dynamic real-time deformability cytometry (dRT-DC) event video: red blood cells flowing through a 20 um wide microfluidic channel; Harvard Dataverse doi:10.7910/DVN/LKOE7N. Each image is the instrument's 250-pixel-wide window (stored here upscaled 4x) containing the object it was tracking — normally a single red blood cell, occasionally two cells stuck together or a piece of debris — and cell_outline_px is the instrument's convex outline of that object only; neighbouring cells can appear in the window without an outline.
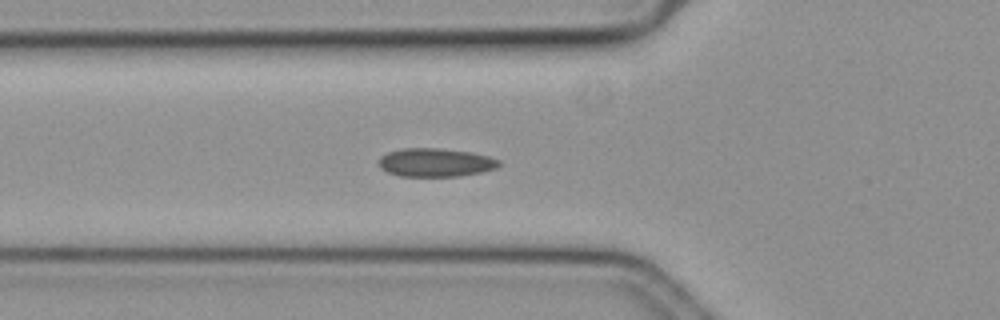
{"species": "common noctule bat (a hibernating species)", "species_latin": "Nyctalus noctula", "temperature_condition": "cold", "stored_images_in_passage": 41, "camera_frame_rate_fps": 3000, "um_per_image_px": 0.085, "animal": {"sex": "female", "body_mass_g": 19.3, "forearm_length_mm": 54.1}, "frame": {"image": 1, "passage_image": 2, "time_ms": 0.333, "image_size_px": [1000, 320], "cell_outline_px": [[500, 164], [496, 168], [484, 172], [460, 176], [400, 176], [388, 172], [380, 168], [376, 164], [376, 160], [380, 156], [388, 152], [400, 148], [440, 148], [472, 152], [488, 156], [500, 160]], "centroid_in_image_um": [36.98, 13.81], "position_along_channel_um": 88.8, "area_um2": 20.29}}
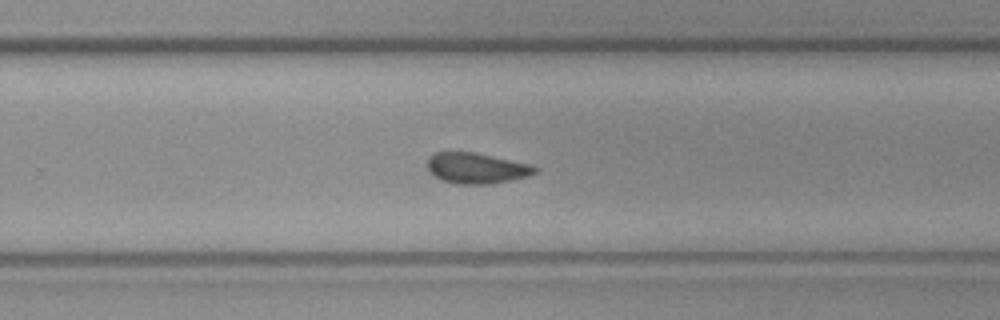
{"frame": {"image": 2, "passage_image": 19, "time_ms": 6.0, "image_size_px": [1000, 320], "cell_outline_px": [[536, 172], [528, 176], [492, 184], [456, 184], [440, 180], [428, 172], [428, 156], [436, 152], [476, 152], [532, 164], [536, 168]], "centroid_in_image_um": [40.48, 14.29], "position_along_channel_um": 289.3, "area_um2": 19.48}}
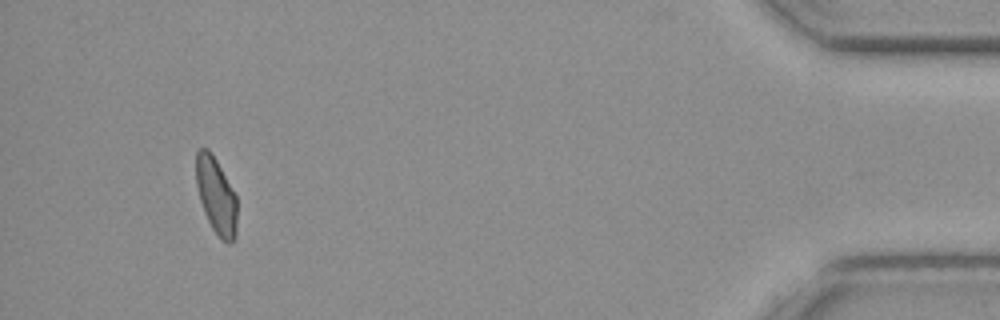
{"frame": {"image": 3, "passage_image": 36, "time_ms": 11.667, "image_size_px": [1000, 320], "cell_outline_px": [[236, 236], [232, 244], [228, 244], [220, 240], [212, 228], [204, 212], [200, 200], [196, 184], [196, 152], [200, 148], [208, 148], [216, 160], [236, 196]], "centroid_in_image_um": [18.37, 16.68], "position_along_channel_um": 416.8, "area_um2": 18.21}}